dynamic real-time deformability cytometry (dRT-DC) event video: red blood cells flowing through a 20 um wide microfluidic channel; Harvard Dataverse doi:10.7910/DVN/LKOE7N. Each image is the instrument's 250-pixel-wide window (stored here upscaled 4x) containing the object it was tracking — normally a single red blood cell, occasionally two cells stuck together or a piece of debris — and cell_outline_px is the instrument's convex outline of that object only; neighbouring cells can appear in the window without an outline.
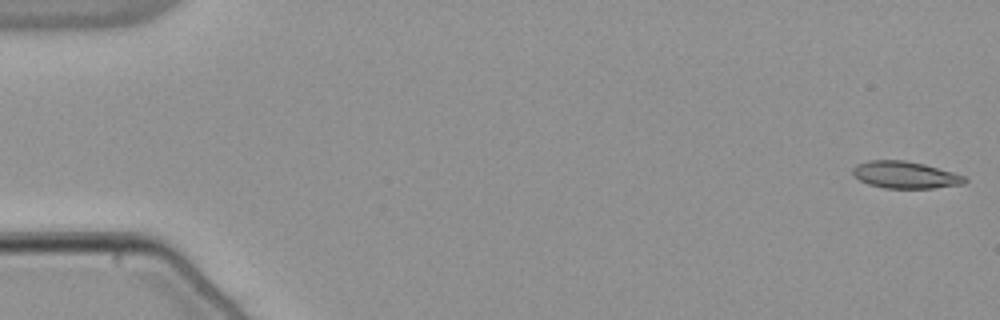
{"species": "common noctule bat (a hibernating species)", "species_latin": "Nyctalus noctula", "temperature_condition": "warm", "stored_images_in_passage": 48, "camera_frame_rate_fps": 3000, "um_per_image_px": 0.085, "animal": {"sex": "male", "body_mass_g": 21.5, "forearm_length_mm": 52.0}, "frame": {"image": 1, "passage_image": 1, "time_ms": 0.0, "image_size_px": [1000, 320], "cell_outline_px": [[968, 180], [964, 184], [932, 188], [884, 188], [868, 184], [860, 180], [852, 172], [852, 168], [856, 164], [868, 160], [904, 160], [924, 164], [952, 172], [964, 176]], "centroid_in_image_um": [76.92, 14.86], "position_along_channel_um": 8.1, "area_um2": 17.57}}
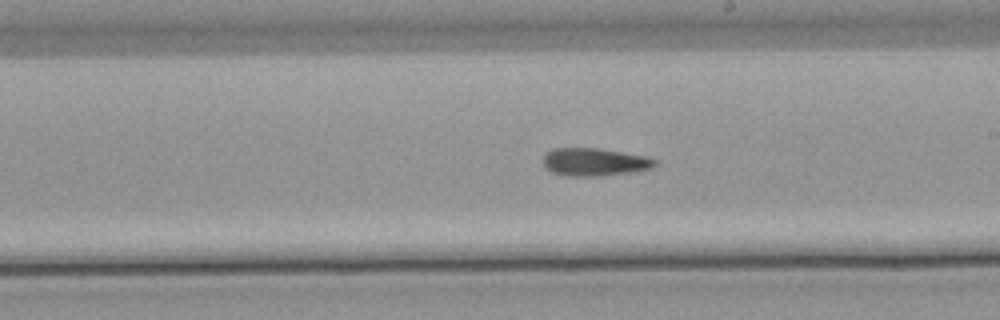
{"frame": {"image": 2, "passage_image": 31, "time_ms": 10.0, "image_size_px": [1000, 320], "cell_outline_px": [[656, 164], [652, 168], [632, 172], [596, 176], [568, 176], [552, 172], [544, 164], [544, 152], [552, 148], [596, 148], [648, 156], [656, 160]], "centroid_in_image_um": [50.53, 13.76], "position_along_channel_um": 238.5, "area_um2": 18.09}}
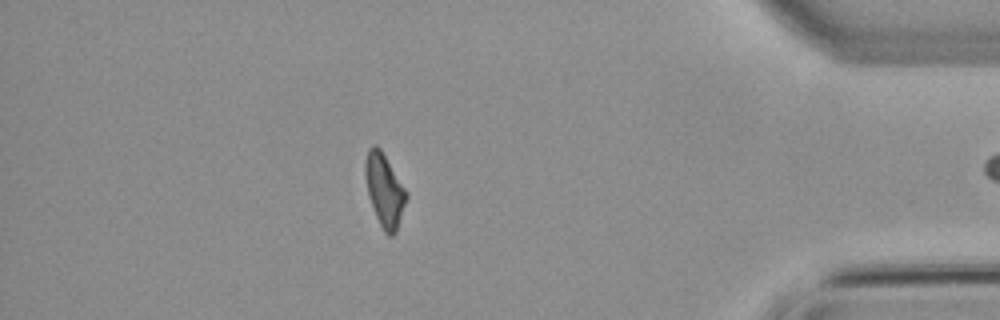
{"frame": {"image": 3, "passage_image": 47, "time_ms": 15.333, "image_size_px": [1000, 320], "cell_outline_px": [[408, 196], [396, 232], [392, 236], [388, 236], [384, 232], [376, 216], [368, 196], [364, 172], [364, 164], [368, 148], [372, 144], [376, 144], [380, 148], [408, 192]], "centroid_in_image_um": [32.67, 16.15], "position_along_channel_um": 402.5, "area_um2": 17.57}}